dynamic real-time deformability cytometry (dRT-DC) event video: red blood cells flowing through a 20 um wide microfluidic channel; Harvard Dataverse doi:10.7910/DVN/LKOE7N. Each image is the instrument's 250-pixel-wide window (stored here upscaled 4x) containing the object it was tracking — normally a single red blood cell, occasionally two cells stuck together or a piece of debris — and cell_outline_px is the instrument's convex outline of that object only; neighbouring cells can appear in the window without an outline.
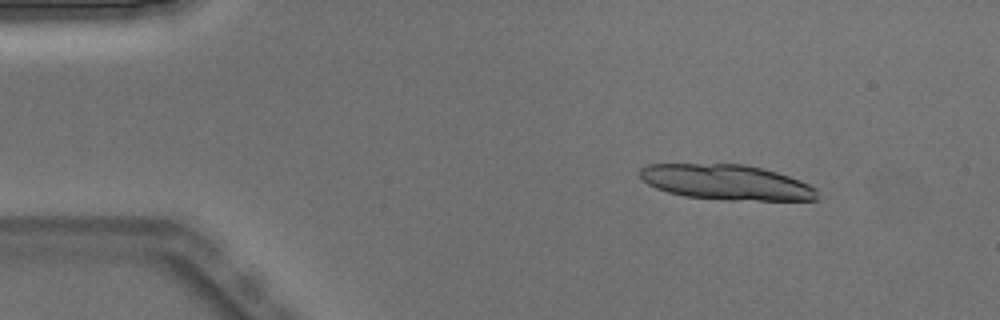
{"species": "Egyptian fruit bat (a non-hibernating species)", "species_latin": "Rousettus aegyptiacus", "temperature_condition": "warm", "stored_images_in_passage": 4, "camera_frame_rate_fps": 3000, "um_per_image_px": 0.085, "animal": {"sex": "male"}, "frame": {"image": 1, "passage_image": 2, "time_ms": 0.333, "image_size_px": [1000, 320], "cell_outline_px": [[816, 200], [728, 200], [684, 196], [668, 192], [656, 188], [640, 180], [640, 168], [648, 164], [744, 164], [764, 168], [800, 180], [816, 188]], "centroid_in_image_um": [61.71, 15.49], "position_along_channel_um": 23.3, "area_um2": 36.41}}
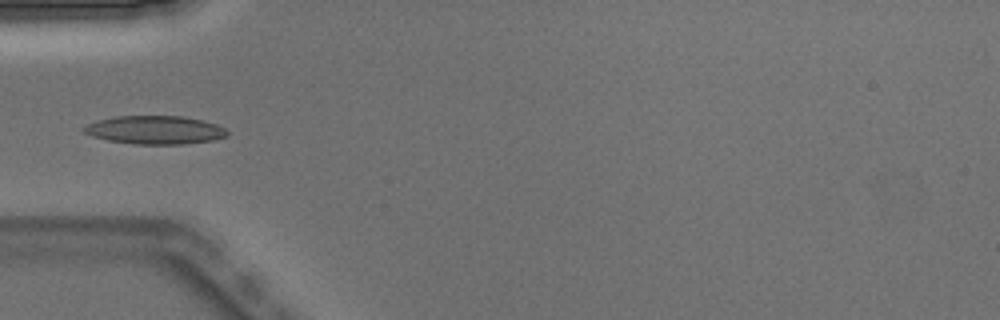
{"frame": {"image": 2, "passage_image": 4, "time_ms": 1.0, "image_size_px": [1000, 320], "cell_outline_px": [[228, 136], [212, 140], [184, 144], [136, 144], [108, 140], [92, 136], [84, 132], [84, 128], [88, 124], [96, 120], [116, 116], [184, 116], [216, 124], [224, 128], [228, 132]], "centroid_in_image_um": [13.18, 11.04], "position_along_channel_um": 71.8, "area_um2": 23.52}}